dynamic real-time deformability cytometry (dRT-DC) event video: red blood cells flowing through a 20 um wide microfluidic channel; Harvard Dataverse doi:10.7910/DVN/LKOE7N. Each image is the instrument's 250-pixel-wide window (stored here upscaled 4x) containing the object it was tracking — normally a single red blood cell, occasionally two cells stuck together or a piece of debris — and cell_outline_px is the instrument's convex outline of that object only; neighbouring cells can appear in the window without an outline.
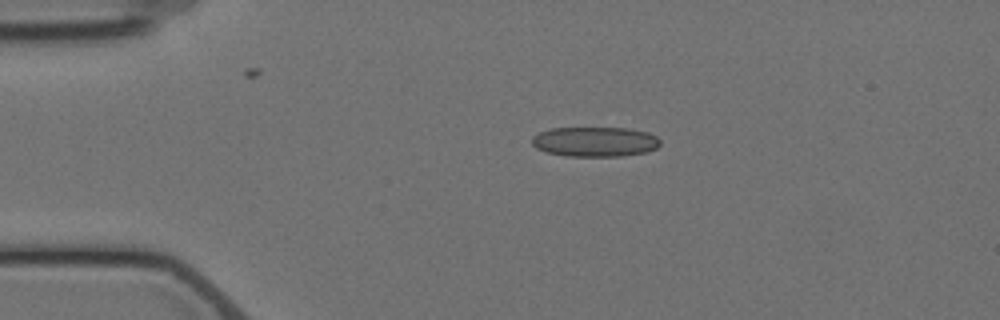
{"species": "Egyptian fruit bat (a non-hibernating species)", "species_latin": "Rousettus aegyptiacus", "temperature_condition": "cold", "stored_images_in_passage": 6, "camera_frame_rate_fps": 3000, "um_per_image_px": 0.085, "animal": {"sex": "female"}, "frame": {"image": 1, "passage_image": 2, "time_ms": 1.0, "image_size_px": [1000, 320], "cell_outline_px": [[660, 144], [656, 148], [648, 152], [620, 156], [564, 156], [548, 152], [536, 148], [532, 144], [532, 136], [548, 128], [628, 128], [648, 132], [656, 136], [660, 140]], "centroid_in_image_um": [50.58, 12.04], "position_along_channel_um": 34.4, "area_um2": 22.43}}
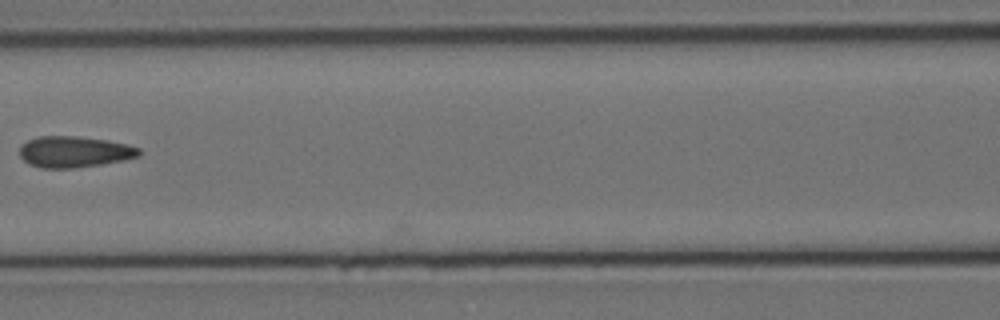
{"frame": {"image": 2, "passage_image": 5, "time_ms": 5.667, "image_size_px": [1000, 320], "cell_outline_px": [[140, 156], [124, 160], [76, 168], [40, 168], [28, 164], [20, 156], [20, 144], [28, 140], [40, 136], [72, 136], [108, 140], [128, 144], [140, 148]], "centroid_in_image_um": [6.31, 12.91], "position_along_channel_um": 160.3, "area_um2": 21.79}}